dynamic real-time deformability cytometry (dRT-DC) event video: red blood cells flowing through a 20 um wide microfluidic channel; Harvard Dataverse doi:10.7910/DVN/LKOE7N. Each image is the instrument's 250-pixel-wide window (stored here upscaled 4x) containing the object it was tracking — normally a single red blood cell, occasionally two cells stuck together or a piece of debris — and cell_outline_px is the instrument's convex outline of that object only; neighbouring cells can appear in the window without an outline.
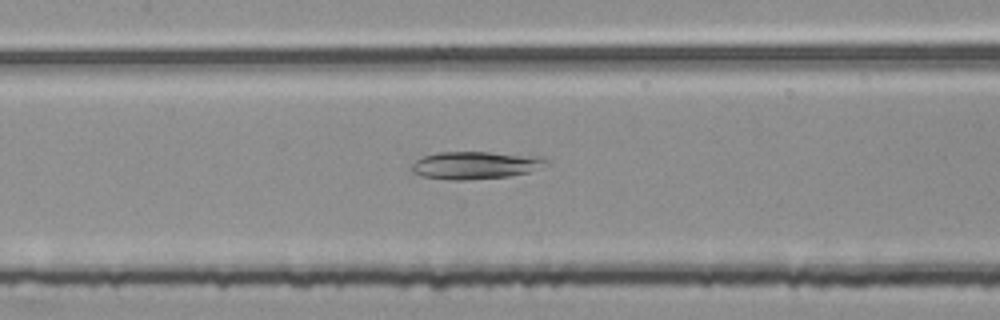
{"species": "common noctule bat (a hibernating species)", "species_latin": "Nyctalus noctula", "temperature_condition": "room temperature", "stored_images_in_passage": 34, "camera_frame_rate_fps": 3000, "um_per_image_px": 0.085, "animal": {"sex": "female", "body_mass_g": 25.1}, "frame": {"image": 1, "passage_image": 12, "time_ms": 3.667, "image_size_px": [1000, 320], "cell_outline_px": [[548, 164], [528, 172], [508, 176], [468, 180], [452, 180], [424, 176], [412, 172], [412, 164], [416, 160], [424, 156], [436, 152], [488, 152], [544, 156], [548, 160]], "centroid_in_image_um": [40.44, 14.03], "position_along_channel_um": 167.0, "area_um2": 21.62}}
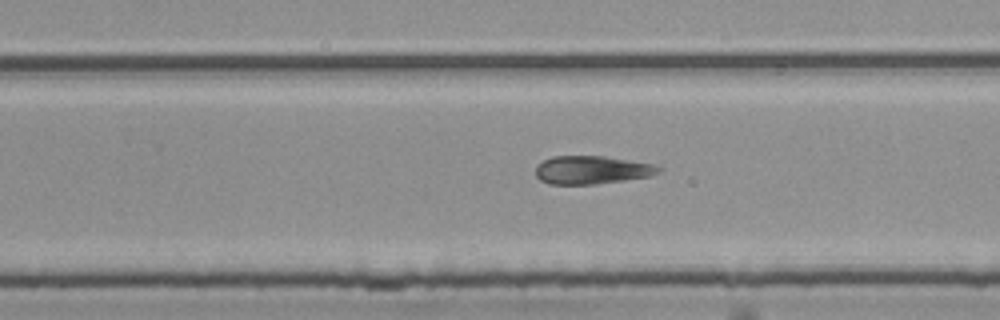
{"frame": {"image": 2, "passage_image": 21, "time_ms": 6.667, "image_size_px": [1000, 320], "cell_outline_px": [[664, 168], [660, 172], [648, 176], [624, 180], [596, 184], [552, 184], [540, 180], [536, 176], [536, 168], [544, 160], [552, 156], [604, 156], [652, 164]], "centroid_in_image_um": [50.31, 14.44], "position_along_channel_um": 279.5, "area_um2": 20.0}}
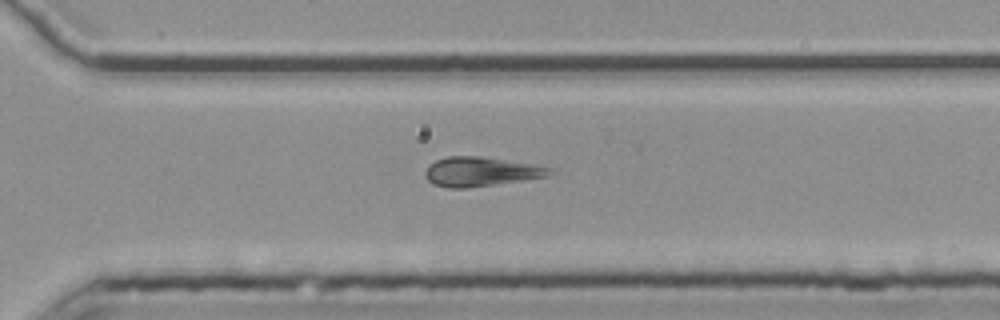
{"frame": {"image": 3, "passage_image": 25, "time_ms": 8.0, "image_size_px": [1000, 320], "cell_outline_px": [[552, 172], [548, 176], [524, 180], [468, 188], [448, 188], [432, 184], [428, 180], [424, 172], [428, 164], [436, 160], [448, 156], [480, 156], [532, 164], [552, 168]], "centroid_in_image_um": [40.82, 14.59], "position_along_channel_um": 329.8, "area_um2": 21.27}}